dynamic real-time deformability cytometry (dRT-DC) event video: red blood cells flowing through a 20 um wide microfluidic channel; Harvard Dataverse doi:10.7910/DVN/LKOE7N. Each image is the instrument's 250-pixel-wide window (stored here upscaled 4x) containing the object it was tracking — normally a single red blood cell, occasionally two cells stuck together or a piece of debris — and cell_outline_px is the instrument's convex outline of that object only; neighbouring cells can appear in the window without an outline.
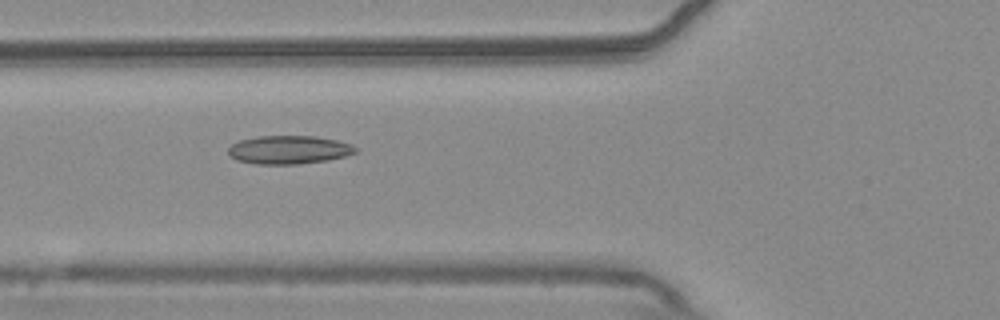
{"species": "common noctule bat (a hibernating species)", "species_latin": "Nyctalus noctula", "temperature_condition": "warm", "stored_images_in_passage": 54, "camera_frame_rate_fps": 3000, "um_per_image_px": 0.085, "animal": {"sex": "male", "body_mass_g": 20.4}, "frame": {"image": 1, "passage_image": 20, "time_ms": 6.333, "image_size_px": [1000, 320], "cell_outline_px": [[360, 148], [356, 152], [344, 156], [328, 160], [296, 164], [256, 164], [236, 160], [228, 156], [228, 148], [232, 144], [240, 140], [256, 136], [316, 136], [336, 140], [352, 144]], "centroid_in_image_um": [24.55, 12.73], "position_along_channel_um": 101.3, "area_um2": 21.21}}
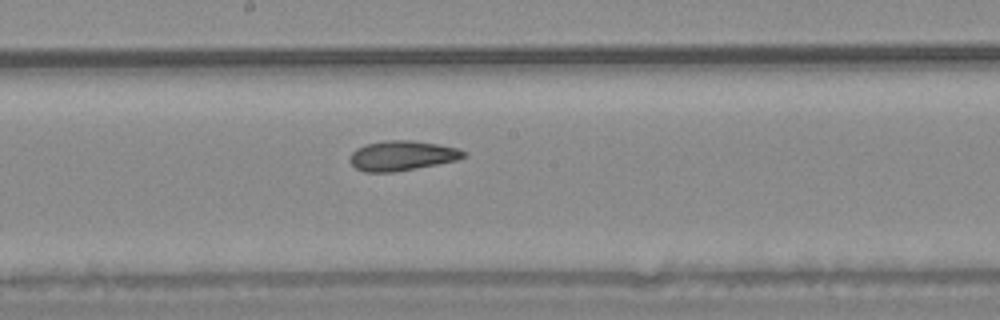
{"frame": {"image": 2, "passage_image": 29, "time_ms": 9.333, "image_size_px": [1000, 320], "cell_outline_px": [[468, 152], [464, 156], [456, 160], [436, 164], [392, 172], [364, 172], [356, 168], [348, 160], [352, 152], [356, 148], [368, 144], [384, 140], [412, 140], [436, 144], [456, 148]], "centroid_in_image_um": [34.13, 13.22], "position_along_channel_um": 214.1, "area_um2": 19.54}}
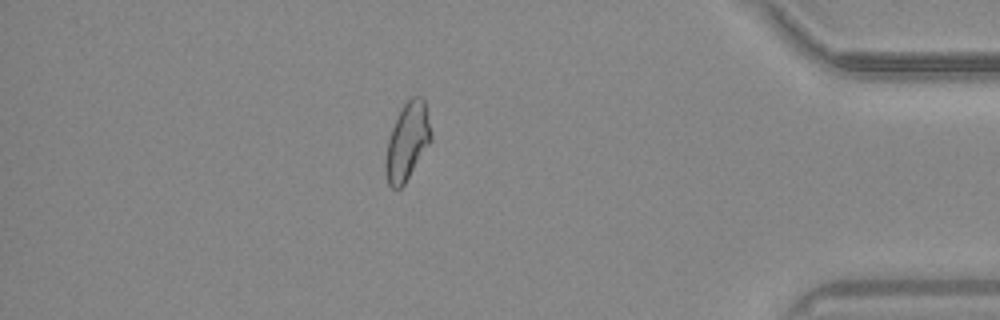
{"frame": {"image": 3, "passage_image": 47, "time_ms": 15.333, "image_size_px": [1000, 320], "cell_outline_px": [[432, 140], [404, 184], [400, 188], [392, 188], [388, 184], [384, 168], [384, 160], [388, 140], [392, 128], [404, 104], [412, 96], [424, 96], [432, 136]], "centroid_in_image_um": [34.62, 12.03], "position_along_channel_um": 400.6, "area_um2": 20.4}, "authors_computed_cell_mechanics": {"area_um2": 20.8369, "velocity_mm_per_s": 3.7395, "shape_relaxation_time_tau1_ms": null, "shape_relaxation_time_tau2_ms": 3.8169, "deformation_change_tau1": null, "deformation_change_tau2": 0.1069}}